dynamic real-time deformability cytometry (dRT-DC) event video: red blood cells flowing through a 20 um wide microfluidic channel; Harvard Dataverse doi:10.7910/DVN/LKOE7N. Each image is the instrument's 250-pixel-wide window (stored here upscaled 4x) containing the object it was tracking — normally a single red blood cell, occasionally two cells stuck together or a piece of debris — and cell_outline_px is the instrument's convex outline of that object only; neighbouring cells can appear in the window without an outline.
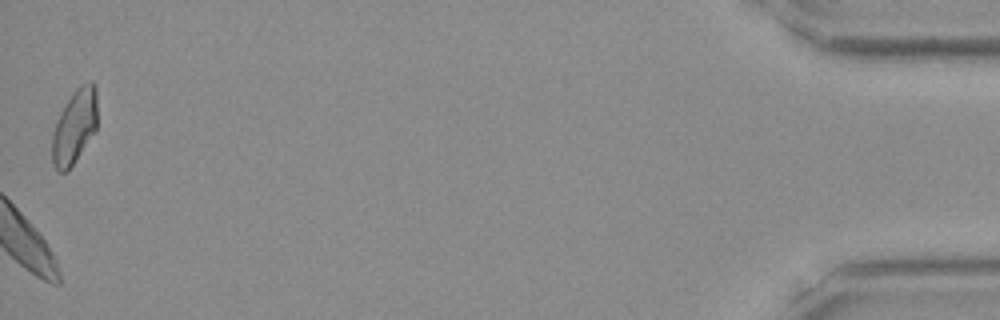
{"species": "Egyptian fruit bat (a non-hibernating species)", "species_latin": "Rousettus aegyptiacus", "temperature_condition": "room temperature", "stored_images_in_passage": 39, "camera_frame_rate_fps": 3000, "um_per_image_px": 0.085, "frame": {"image": 1, "passage_image": 39, "time_ms": 12.667, "image_size_px": [1000, 320], "cell_outline_px": [[96, 132], [72, 164], [64, 172], [56, 172], [52, 164], [52, 132], [56, 120], [60, 112], [72, 92], [80, 84], [92, 80], [96, 84]], "centroid_in_image_um": [6.32, 10.73], "position_along_channel_um": 428.9, "area_um2": 19.77}}